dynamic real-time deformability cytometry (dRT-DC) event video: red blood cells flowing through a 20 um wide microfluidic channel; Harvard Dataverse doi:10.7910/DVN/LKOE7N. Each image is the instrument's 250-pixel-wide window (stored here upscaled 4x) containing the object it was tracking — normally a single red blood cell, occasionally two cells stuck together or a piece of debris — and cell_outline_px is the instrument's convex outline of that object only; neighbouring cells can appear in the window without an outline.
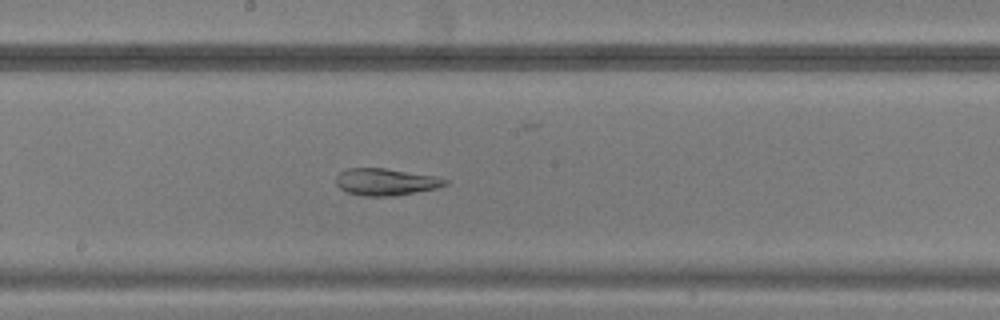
{"species": "common noctule bat (a hibernating species)", "species_latin": "Nyctalus noctula", "temperature_condition": "warm", "stored_images_in_passage": 49, "camera_frame_rate_fps": 3000, "um_per_image_px": 0.085, "animal": {"sex": "male", "body_mass_g": 20.5, "forearm_length_mm": 52.5}, "frame": {"image": 1, "passage_image": 27, "time_ms": 8.667, "image_size_px": [1000, 320], "cell_outline_px": [[448, 184], [436, 188], [396, 196], [364, 196], [348, 192], [340, 188], [336, 184], [336, 176], [340, 172], [348, 168], [384, 168], [436, 176], [448, 180]], "centroid_in_image_um": [32.79, 15.46], "position_along_channel_um": 215.4, "area_um2": 17.11}}
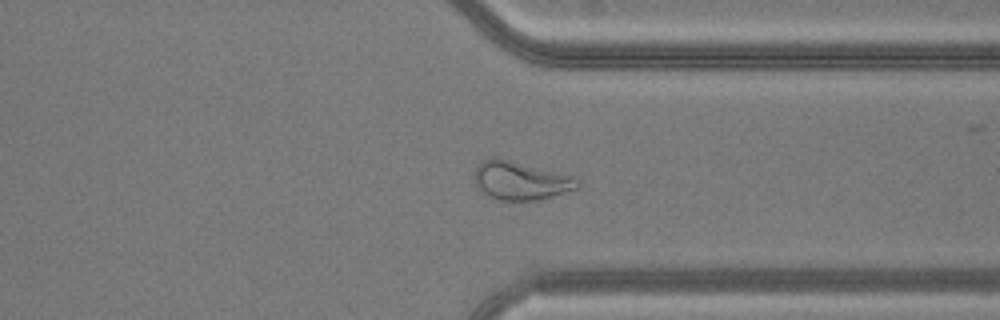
{"frame": {"image": 2, "passage_image": 38, "time_ms": 12.333, "image_size_px": [1000, 320], "cell_outline_px": [[580, 188], [540, 200], [496, 200], [488, 196], [476, 184], [476, 164], [480, 160], [492, 156], [496, 156], [576, 176], [580, 184]], "centroid_in_image_um": [44.29, 15.33], "position_along_channel_um": 367.1, "area_um2": 23.52}}
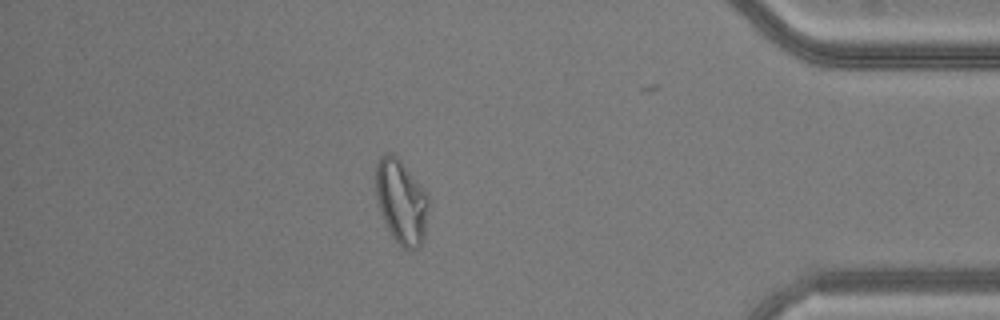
{"frame": {"image": 3, "passage_image": 43, "time_ms": 14.0, "image_size_px": [1000, 320], "cell_outline_px": [[428, 212], [424, 240], [420, 248], [408, 252], [392, 236], [384, 224], [380, 212], [376, 196], [376, 164], [380, 156], [384, 152], [392, 152], [400, 160], [428, 196]], "centroid_in_image_um": [34.1, 17.18], "position_along_channel_um": 401.1, "area_um2": 26.07}}